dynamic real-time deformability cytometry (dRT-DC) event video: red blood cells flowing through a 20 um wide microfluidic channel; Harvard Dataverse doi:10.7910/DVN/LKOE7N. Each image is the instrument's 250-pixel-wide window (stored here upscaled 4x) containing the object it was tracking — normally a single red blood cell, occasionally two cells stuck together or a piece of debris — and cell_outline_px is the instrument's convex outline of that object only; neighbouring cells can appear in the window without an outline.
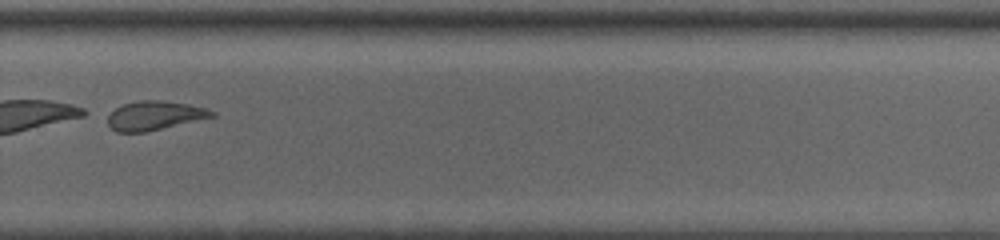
{"species": "common noctule bat (a hibernating species)", "species_latin": "Nyctalus noctula", "temperature_condition": "room temperature", "stored_images_in_passage": 52, "segment_of_instrument_passage": [2, 2], "camera_frame_rate_fps": 3000, "um_per_image_px": 0.085, "animal": {"sex": "male", "body_mass_g": 13.0, "forearm_length_mm": 53.1}, "frame": {"image": 1, "passage_image": 39, "time_ms": 12.667, "image_size_px": [1000, 240], "cell_outline_px": [[216, 116], [144, 132], [116, 132], [108, 124], [108, 116], [116, 108], [124, 104], [140, 100], [160, 100], [188, 104], [208, 108], [216, 112]], "centroid_in_image_um": [13.17, 9.81], "position_along_channel_um": 316.6, "area_um2": 17.46}}
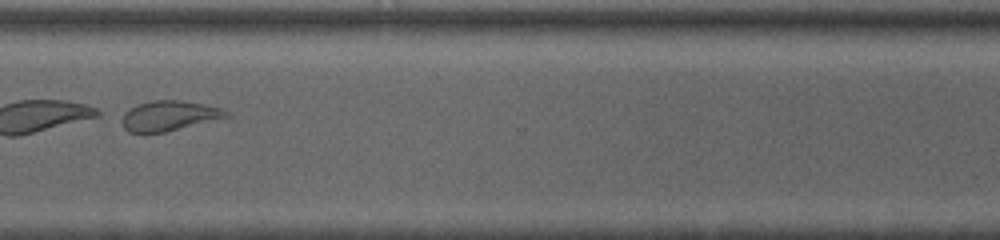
{"frame": {"image": 2, "passage_image": 42, "time_ms": 13.667, "image_size_px": [1000, 240], "cell_outline_px": [[232, 116], [164, 132], [128, 132], [120, 124], [120, 120], [124, 112], [136, 104], [152, 100], [180, 100], [204, 104], [224, 108]], "centroid_in_image_um": [14.36, 9.83], "position_along_channel_um": 356.2, "area_um2": 18.44}}